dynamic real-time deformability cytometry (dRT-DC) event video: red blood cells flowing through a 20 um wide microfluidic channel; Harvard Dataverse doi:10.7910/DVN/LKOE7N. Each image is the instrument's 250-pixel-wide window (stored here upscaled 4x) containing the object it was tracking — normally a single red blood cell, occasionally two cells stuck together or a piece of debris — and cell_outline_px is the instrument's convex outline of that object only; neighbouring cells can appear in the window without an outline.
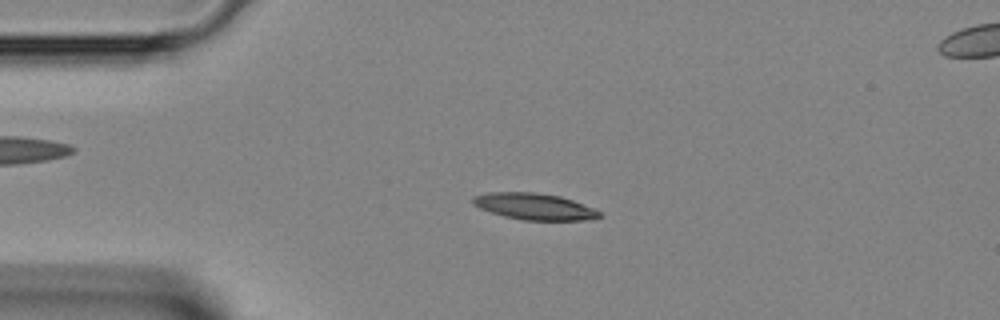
{"species": "Egyptian fruit bat (a non-hibernating species)", "species_latin": "Rousettus aegyptiacus", "temperature_condition": "room temperature", "stored_images_in_passage": 21, "camera_frame_rate_fps": 3000, "um_per_image_px": 0.085, "animal": {"sex": "female"}, "frame": {"image": 1, "passage_image": 9, "time_ms": 2.667, "image_size_px": [1000, 320], "cell_outline_px": [[604, 216], [588, 220], [524, 220], [504, 216], [480, 208], [472, 204], [472, 196], [488, 192], [536, 192], [560, 196], [572, 200], [592, 208], [600, 212]], "centroid_in_image_um": [45.41, 17.54], "position_along_channel_um": 39.6, "area_um2": 19.48}}
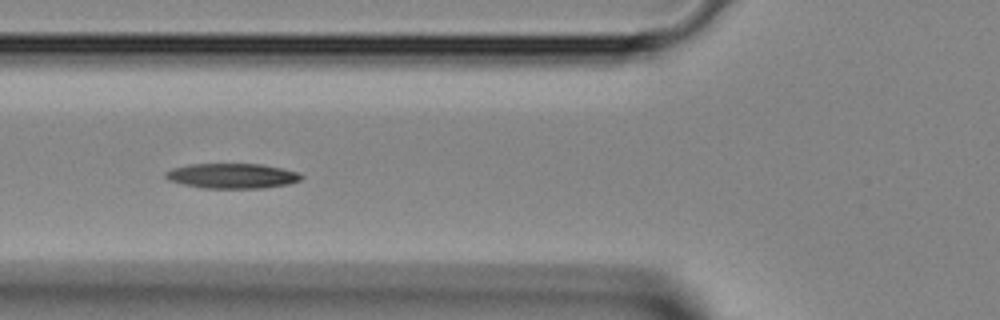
{"frame": {"image": 2, "passage_image": 15, "time_ms": 4.667, "image_size_px": [1000, 320], "cell_outline_px": [[304, 176], [300, 180], [288, 184], [264, 188], [204, 188], [184, 184], [168, 180], [164, 176], [164, 172], [172, 168], [188, 164], [260, 164], [280, 168], [296, 172]], "centroid_in_image_um": [19.69, 14.95], "position_along_channel_um": 106.1, "area_um2": 19.71}}
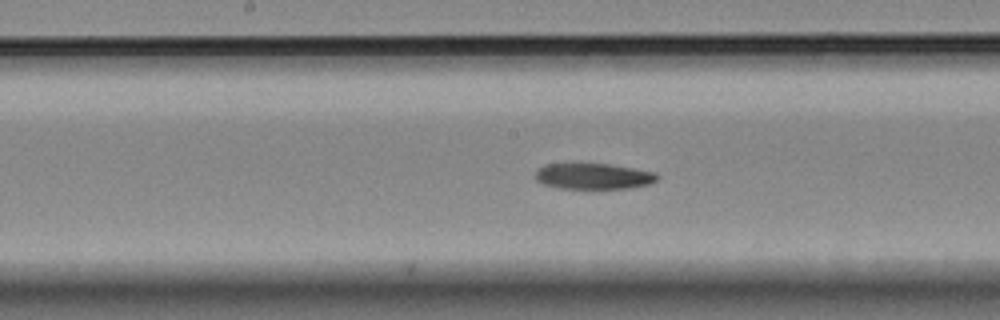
{"frame": {"image": 3, "passage_image": 21, "time_ms": 6.667, "image_size_px": [1000, 320], "cell_outline_px": [[660, 176], [656, 180], [648, 184], [628, 188], [560, 188], [544, 184], [536, 180], [536, 172], [544, 164], [572, 160], [612, 164], [656, 172]], "centroid_in_image_um": [50.4, 14.91], "position_along_channel_um": 197.8, "area_um2": 19.19}}